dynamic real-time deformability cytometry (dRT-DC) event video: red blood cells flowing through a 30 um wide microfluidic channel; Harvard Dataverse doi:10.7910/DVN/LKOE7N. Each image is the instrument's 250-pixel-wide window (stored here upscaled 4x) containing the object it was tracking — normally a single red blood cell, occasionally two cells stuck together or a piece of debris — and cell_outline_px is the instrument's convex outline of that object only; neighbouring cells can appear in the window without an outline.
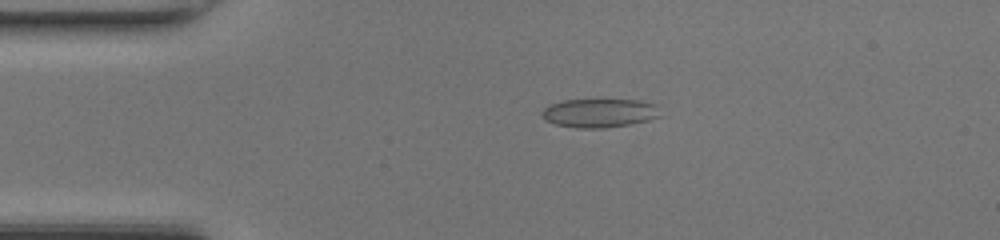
{"species": "common noctule bat (a hibernating species)", "species_latin": "Nyctalus noctula", "temperature_condition": "room temperature", "stored_images_in_passage": 46, "camera_frame_rate_fps": 3000, "um_per_image_px": 0.085, "animal": {"sex": "female", "body_mass_g": 17.0, "forearm_length_mm": 48.0}, "frame": {"image": 1, "passage_image": 9, "time_ms": 2.667, "image_size_px": [1000, 240], "cell_outline_px": [[660, 116], [648, 120], [628, 124], [604, 128], [580, 128], [556, 124], [544, 120], [540, 112], [548, 104], [564, 100], [640, 100], [660, 104]], "centroid_in_image_um": [50.97, 9.59], "position_along_channel_um": 34.0, "area_um2": 20.0}}
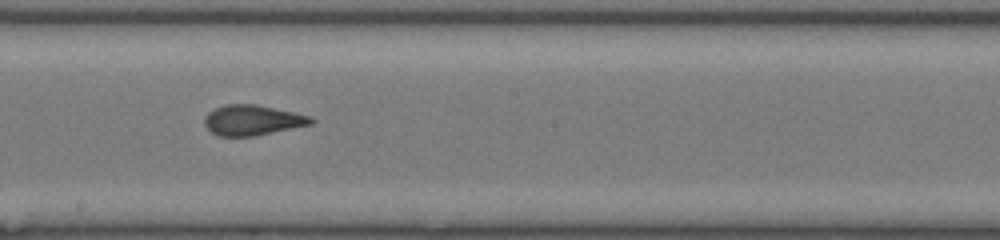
{"frame": {"image": 2, "passage_image": 25, "time_ms": 8.0, "image_size_px": [1000, 240], "cell_outline_px": [[316, 120], [312, 124], [256, 136], [220, 136], [212, 132], [204, 124], [204, 116], [208, 112], [224, 104], [256, 104], [312, 116]], "centroid_in_image_um": [21.48, 10.21], "position_along_channel_um": 226.7, "area_um2": 18.9}}
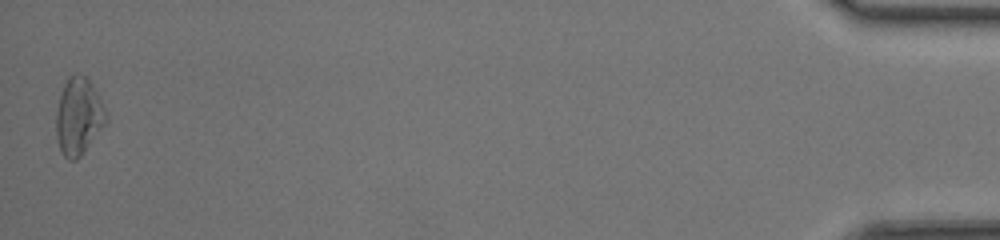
{"frame": {"image": 3, "passage_image": 46, "time_ms": 15.0, "image_size_px": [1000, 240], "cell_outline_px": [[108, 116], [104, 124], [80, 156], [76, 160], [68, 160], [64, 156], [60, 148], [56, 136], [56, 112], [60, 96], [64, 84], [68, 76], [76, 72], [80, 72], [92, 84]], "centroid_in_image_um": [6.65, 9.86], "position_along_channel_um": 428.6, "area_um2": 22.02}, "authors_computed_cell_mechanics": {"area_um2": 19.4208, "velocity_mm_per_s": 4.3558, "shape_relaxation_time_tau1_ms": null, "shape_relaxation_time_tau2_ms": 1.0343, "deformation_change_tau1": null, "deformation_change_tau2": 0.0696}}